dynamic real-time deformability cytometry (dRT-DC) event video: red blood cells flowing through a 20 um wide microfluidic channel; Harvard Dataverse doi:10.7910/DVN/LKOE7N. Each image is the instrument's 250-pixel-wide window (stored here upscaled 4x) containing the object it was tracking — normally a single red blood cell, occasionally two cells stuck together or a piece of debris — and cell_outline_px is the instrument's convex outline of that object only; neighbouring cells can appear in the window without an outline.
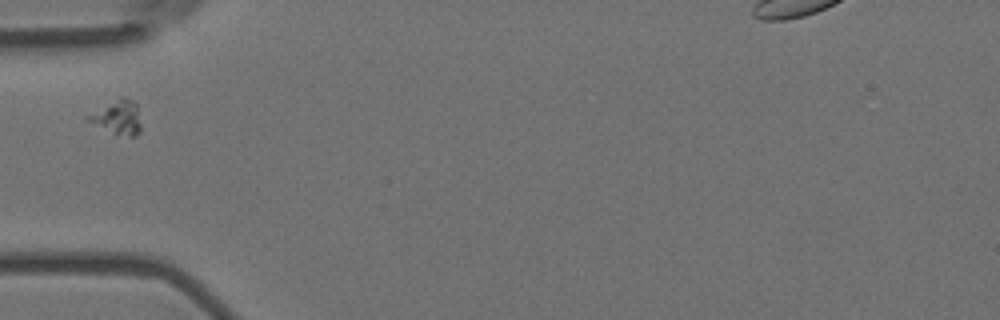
{"species": "Egyptian fruit bat (a non-hibernating species)", "species_latin": "Rousettus aegyptiacus", "temperature_condition": "room temperature", "stored_images_in_passage": 2, "camera_frame_rate_fps": 3000, "um_per_image_px": 0.085, "animal": {"sex": "female"}, "frame": {"image": 1, "passage_image": 2, "time_ms": 0.333, "image_size_px": [1000, 320], "cell_outline_px": [[140, 132], [136, 136], [128, 136], [112, 132], [84, 120], [84, 116], [120, 96], [124, 96], [136, 100], [140, 124]], "centroid_in_image_um": [9.98, 9.93], "position_along_channel_um": 75.0, "area_um2": 10.64}}